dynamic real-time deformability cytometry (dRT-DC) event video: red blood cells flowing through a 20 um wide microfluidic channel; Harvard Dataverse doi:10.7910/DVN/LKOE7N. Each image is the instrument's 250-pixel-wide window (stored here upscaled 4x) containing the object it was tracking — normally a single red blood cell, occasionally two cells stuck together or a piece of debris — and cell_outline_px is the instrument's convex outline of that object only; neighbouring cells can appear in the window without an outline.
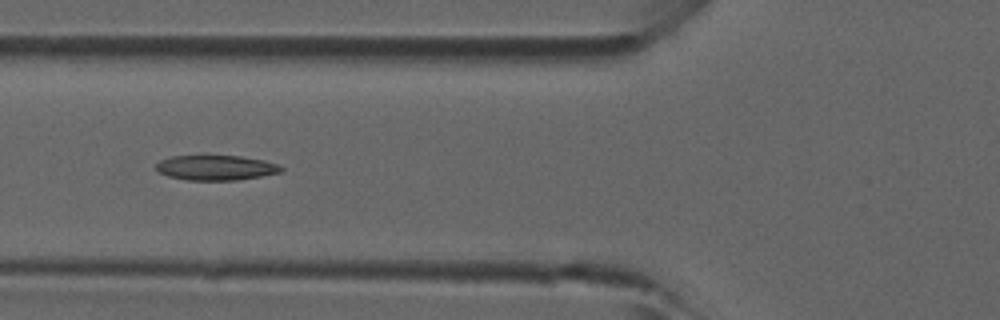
{"species": "common noctule bat (a hibernating species)", "species_latin": "Nyctalus noctula", "temperature_condition": "room temperature", "stored_images_in_passage": 6, "camera_frame_rate_fps": 3000, "um_per_image_px": 0.085, "animal": {"sex": "male", "forearm_length_mm": 52.5}, "frame": {"image": 1, "passage_image": 5, "time_ms": 1.333, "image_size_px": [1000, 320], "cell_outline_px": [[284, 168], [280, 172], [260, 176], [236, 180], [188, 180], [168, 176], [160, 172], [156, 168], [156, 164], [160, 160], [172, 156], [204, 152], [240, 156], [264, 160], [276, 164]], "centroid_in_image_um": [18.3, 14.19], "position_along_channel_um": 107.5, "area_um2": 18.96}}
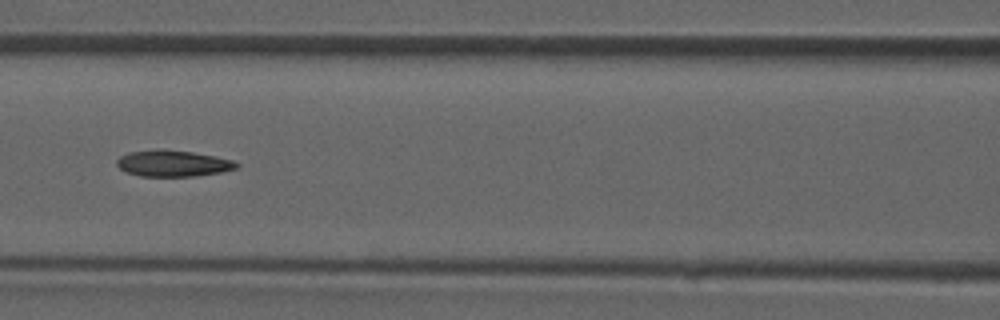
{"frame": {"image": 2, "passage_image": 6, "time_ms": 1.667, "image_size_px": [1000, 320], "cell_outline_px": [[240, 164], [236, 168], [220, 172], [196, 176], [140, 176], [124, 172], [116, 164], [116, 160], [120, 156], [128, 152], [192, 152], [216, 156], [232, 160]], "centroid_in_image_um": [14.71, 13.93], "position_along_channel_um": 151.9, "area_um2": 17.57}}